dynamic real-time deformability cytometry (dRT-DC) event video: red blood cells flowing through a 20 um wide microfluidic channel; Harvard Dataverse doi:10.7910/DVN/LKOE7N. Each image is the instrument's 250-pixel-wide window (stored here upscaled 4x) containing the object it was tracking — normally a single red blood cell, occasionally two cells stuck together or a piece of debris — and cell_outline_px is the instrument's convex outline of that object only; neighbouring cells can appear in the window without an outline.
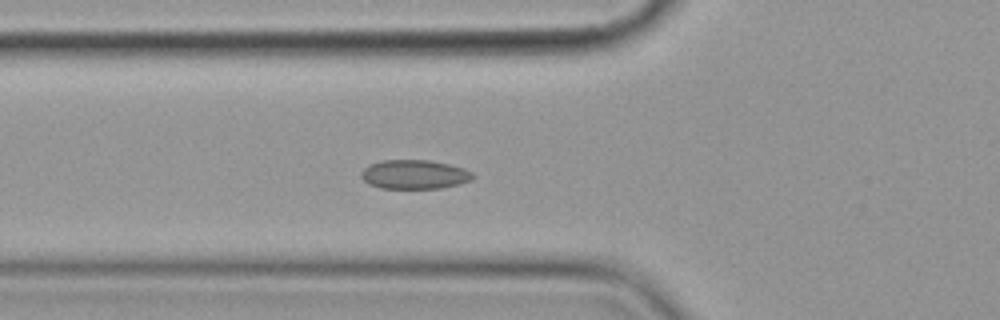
{"species": "common noctule bat (a hibernating species)", "species_latin": "Nyctalus noctula", "temperature_condition": "cold", "stored_images_in_passage": 5, "camera_frame_rate_fps": 3000, "um_per_image_px": 0.085, "animal": {"sex": "female", "body_mass_g": 19.9}, "frame": {"image": 1, "passage_image": 5, "time_ms": 4.667, "image_size_px": [1000, 320], "cell_outline_px": [[476, 176], [472, 180], [440, 188], [380, 188], [368, 184], [360, 176], [360, 172], [368, 164], [380, 160], [428, 160], [448, 164], [464, 168], [472, 172]], "centroid_in_image_um": [35.19, 14.82], "position_along_channel_um": 90.6, "area_um2": 19.02}}